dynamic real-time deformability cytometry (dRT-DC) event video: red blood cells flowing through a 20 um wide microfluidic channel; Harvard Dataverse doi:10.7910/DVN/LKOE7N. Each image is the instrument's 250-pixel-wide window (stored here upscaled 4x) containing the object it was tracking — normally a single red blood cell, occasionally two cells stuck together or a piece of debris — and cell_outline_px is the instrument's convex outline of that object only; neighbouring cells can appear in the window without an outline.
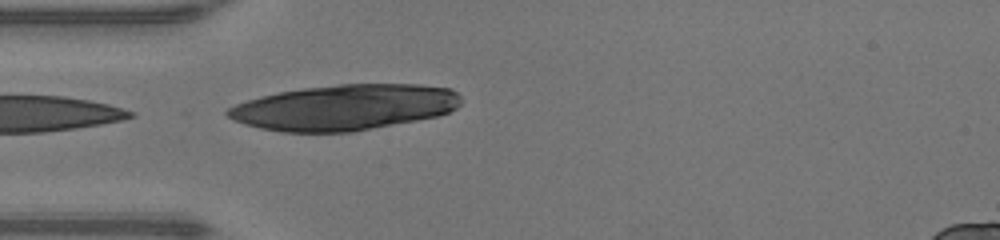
{"species": "human", "species_latin": "Homo sapiens", "temperature_condition": "warm", "stored_images_in_passage": 4, "camera_frame_rate_fps": 3000, "um_per_image_px": 0.085, "donor": {"sex": "male"}, "frame": {"image": 1, "passage_image": 4, "time_ms": 1.0, "image_size_px": [1000, 240], "cell_outline_px": [[460, 104], [456, 108], [448, 112], [436, 116], [416, 120], [352, 132], [280, 132], [260, 128], [244, 124], [228, 116], [224, 112], [228, 108], [236, 104], [260, 96], [280, 92], [304, 88], [340, 84], [420, 84], [452, 88], [460, 96]], "centroid_in_image_um": [29.29, 9.12], "position_along_channel_um": 55.7, "area_um2": 61.85}}